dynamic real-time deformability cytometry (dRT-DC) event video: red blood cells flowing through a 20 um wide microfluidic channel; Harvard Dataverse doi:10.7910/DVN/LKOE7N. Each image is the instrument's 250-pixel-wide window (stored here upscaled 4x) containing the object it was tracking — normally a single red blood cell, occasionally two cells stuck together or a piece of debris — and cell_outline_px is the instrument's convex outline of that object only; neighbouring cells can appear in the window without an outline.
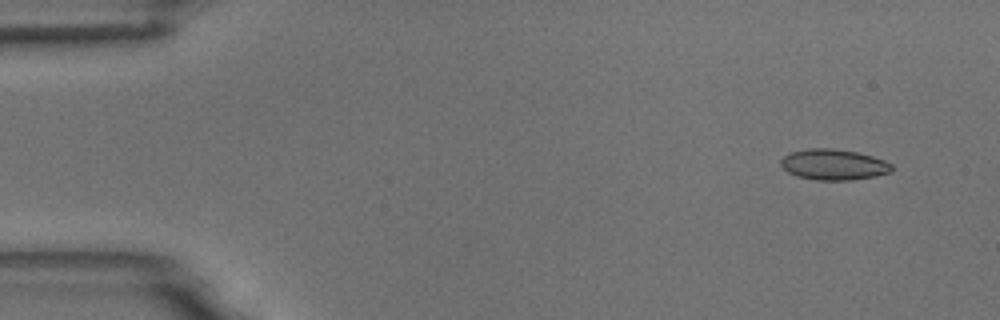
{"species": "common noctule bat (a hibernating species)", "species_latin": "Nyctalus noctula", "temperature_condition": "room temperature", "stored_images_in_passage": 5, "camera_frame_rate_fps": 3000, "um_per_image_px": 0.085, "animal": {"sex": "male", "body_mass_g": 18.8}, "frame": {"image": 1, "passage_image": 1, "time_ms": 0.0, "image_size_px": [1000, 320], "cell_outline_px": [[892, 172], [876, 176], [852, 180], [816, 180], [796, 176], [788, 172], [780, 164], [780, 160], [784, 156], [792, 152], [808, 148], [832, 148], [856, 152], [872, 156], [884, 160], [892, 164]], "centroid_in_image_um": [70.87, 13.99], "position_along_channel_um": 14.1, "area_um2": 19.94}}
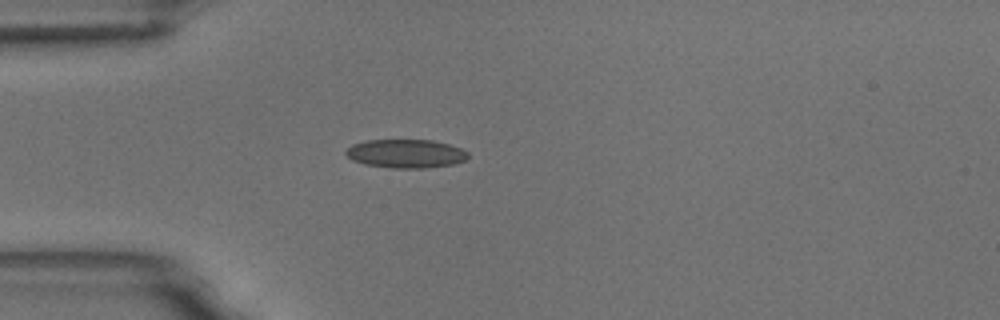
{"frame": {"image": 2, "passage_image": 4, "time_ms": 3.667, "image_size_px": [1000, 320], "cell_outline_px": [[468, 156], [464, 160], [456, 164], [424, 168], [392, 168], [364, 164], [352, 160], [344, 152], [352, 144], [364, 140], [432, 140], [448, 144], [460, 148], [468, 152]], "centroid_in_image_um": [34.48, 13.06], "position_along_channel_um": 50.5, "area_um2": 20.4}}